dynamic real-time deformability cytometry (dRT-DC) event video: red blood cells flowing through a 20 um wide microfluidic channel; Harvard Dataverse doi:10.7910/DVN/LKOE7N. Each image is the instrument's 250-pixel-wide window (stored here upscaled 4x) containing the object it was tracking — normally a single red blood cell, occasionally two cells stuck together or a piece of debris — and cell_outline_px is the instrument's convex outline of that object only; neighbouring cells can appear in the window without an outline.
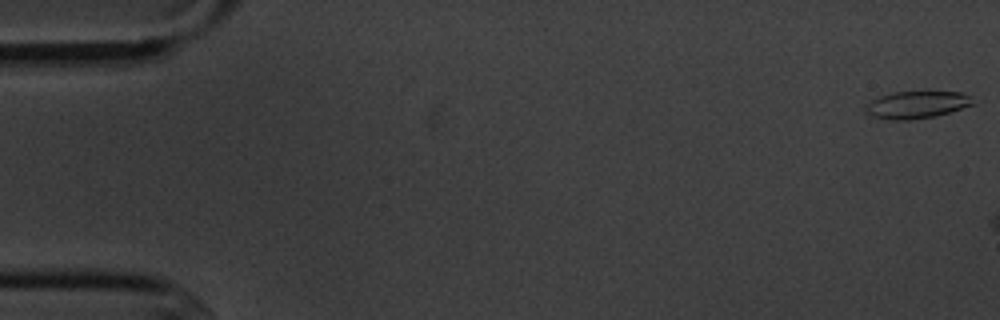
{"species": "common noctule bat (a hibernating species)", "species_latin": "Nyctalus noctula", "temperature_condition": "cold", "stored_images_in_passage": 3, "camera_frame_rate_fps": 3000, "um_per_image_px": 0.085, "animal": {"sex": "male", "body_mass_g": 20.1, "forearm_length_mm": 53.5}, "frame": {"image": 1, "passage_image": 1, "time_ms": 0.0, "image_size_px": [1000, 320], "cell_outline_px": [[976, 104], [936, 116], [908, 120], [888, 120], [872, 116], [864, 112], [864, 108], [872, 100], [880, 96], [892, 92], [960, 92], [968, 96]], "centroid_in_image_um": [77.89, 8.92], "position_along_channel_um": 7.1, "area_um2": 16.99}}